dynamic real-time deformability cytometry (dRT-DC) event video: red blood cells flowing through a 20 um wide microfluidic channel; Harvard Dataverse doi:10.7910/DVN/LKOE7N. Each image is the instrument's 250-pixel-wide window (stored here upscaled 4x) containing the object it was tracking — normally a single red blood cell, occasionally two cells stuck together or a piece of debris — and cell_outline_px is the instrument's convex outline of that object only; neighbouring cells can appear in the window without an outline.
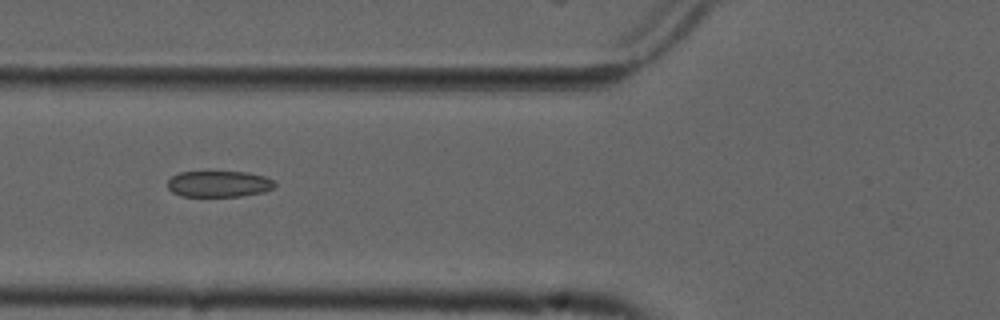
{"species": "common noctule bat (a hibernating species)", "species_latin": "Nyctalus noctula", "temperature_condition": "cold", "stored_images_in_passage": 11, "camera_frame_rate_fps": 3000, "um_per_image_px": 0.085, "animal": {"sex": "male", "forearm_length_mm": 52.5}, "frame": {"image": 1, "passage_image": 5, "time_ms": 1.333, "image_size_px": [1000, 320], "cell_outline_px": [[276, 184], [272, 188], [264, 192], [240, 196], [180, 196], [172, 192], [168, 188], [168, 180], [172, 176], [180, 172], [248, 172], [264, 176], [276, 180]], "centroid_in_image_um": [18.62, 15.63], "position_along_channel_um": 107.2, "area_um2": 16.42}}